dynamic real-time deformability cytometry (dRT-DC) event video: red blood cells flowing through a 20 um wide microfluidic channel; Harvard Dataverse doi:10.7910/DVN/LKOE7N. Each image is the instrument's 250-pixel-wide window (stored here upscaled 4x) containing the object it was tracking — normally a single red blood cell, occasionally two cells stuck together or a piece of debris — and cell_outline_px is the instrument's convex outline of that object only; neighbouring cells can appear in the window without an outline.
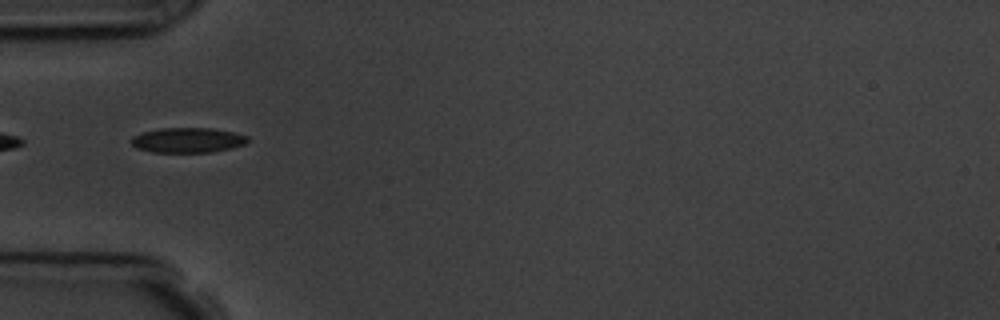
{"species": "common noctule bat (a hibernating species)", "species_latin": "Nyctalus noctula", "temperature_condition": "room temperature", "stored_images_in_passage": 39, "camera_frame_rate_fps": 3000, "um_per_image_px": 0.085, "animal": {"sex": "male", "body_mass_g": 19.5, "forearm_length_mm": 54.6}, "frame": {"image": 1, "passage_image": 1, "time_ms": 0.0, "image_size_px": [1000, 320], "cell_outline_px": [[248, 140], [244, 144], [232, 148], [212, 152], [152, 152], [136, 148], [128, 140], [132, 136], [144, 132], [160, 128], [212, 128], [232, 132], [248, 136]], "centroid_in_image_um": [15.92, 11.91], "position_along_channel_um": 69.1, "area_um2": 16.99}, "authors_computed_cell_mechanics": {"area_um2": 16.9932, "velocity_mm_per_s": 3.6178, "shape_relaxation_time_tau1_ms": 3.5985, "shape_relaxation_time_tau2_ms": 1.528, "deformation_change_tau1": 0.1181, "deformation_change_tau2": 0.0585}}